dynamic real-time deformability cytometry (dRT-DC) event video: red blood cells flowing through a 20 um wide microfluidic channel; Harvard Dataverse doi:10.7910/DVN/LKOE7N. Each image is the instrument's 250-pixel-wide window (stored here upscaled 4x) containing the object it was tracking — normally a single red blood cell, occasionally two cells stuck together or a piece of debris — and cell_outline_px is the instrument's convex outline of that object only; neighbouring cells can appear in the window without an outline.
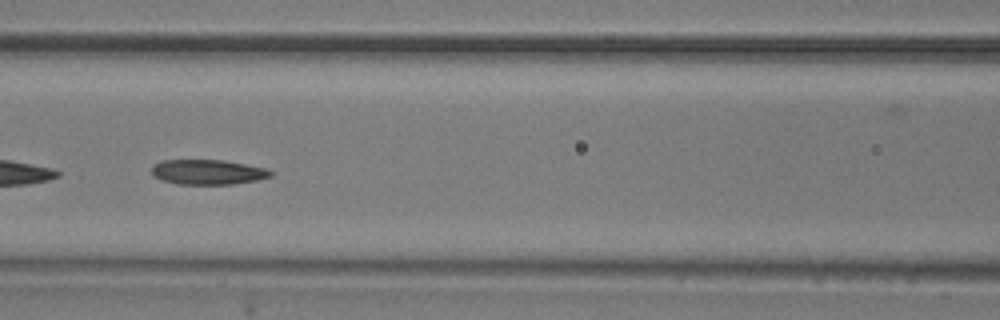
{"species": "common noctule bat (a hibernating species)", "species_latin": "Nyctalus noctula", "temperature_condition": "room temperature", "stored_images_in_passage": 31, "camera_frame_rate_fps": 3000, "um_per_image_px": 0.085, "animal": {"sex": "male", "body_mass_g": 20.5, "forearm_length_mm": 52.5}, "frame": {"image": 1, "passage_image": 18, "time_ms": 5.667, "image_size_px": [1000, 320], "cell_outline_px": [[272, 176], [256, 180], [232, 184], [176, 184], [160, 180], [152, 176], [152, 164], [160, 160], [224, 160], [264, 168], [272, 172]], "centroid_in_image_um": [17.58, 14.62], "position_along_channel_um": 149.0, "area_um2": 17.34}}